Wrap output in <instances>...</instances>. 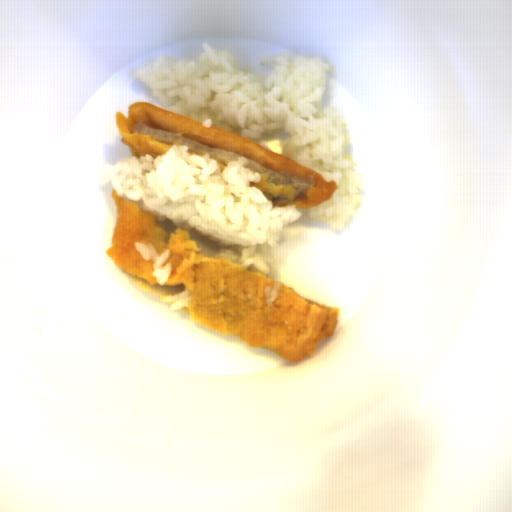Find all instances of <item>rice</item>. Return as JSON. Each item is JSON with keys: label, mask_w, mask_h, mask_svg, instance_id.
Listing matches in <instances>:
<instances>
[{"label": "rice", "mask_w": 512, "mask_h": 512, "mask_svg": "<svg viewBox=\"0 0 512 512\" xmlns=\"http://www.w3.org/2000/svg\"><path fill=\"white\" fill-rule=\"evenodd\" d=\"M197 60L159 55L136 70L161 108L245 137L304 167L319 171L338 191L313 208L307 220L343 230L355 218L363 196L355 161L347 155L346 118L324 104L328 75L335 70L321 57L289 51L262 55L269 75L243 69L237 55L203 42Z\"/></svg>", "instance_id": "obj_1"}, {"label": "rice", "mask_w": 512, "mask_h": 512, "mask_svg": "<svg viewBox=\"0 0 512 512\" xmlns=\"http://www.w3.org/2000/svg\"><path fill=\"white\" fill-rule=\"evenodd\" d=\"M104 170L119 198L139 202L159 222L208 237L217 244L215 258L247 270L254 266L269 274L275 261L270 248H277L283 228L303 215L296 204L276 207L251 186L261 176L246 158L222 168L209 153L192 154L175 144L156 157L126 156Z\"/></svg>", "instance_id": "obj_2"}, {"label": "rice", "mask_w": 512, "mask_h": 512, "mask_svg": "<svg viewBox=\"0 0 512 512\" xmlns=\"http://www.w3.org/2000/svg\"><path fill=\"white\" fill-rule=\"evenodd\" d=\"M133 245L146 262L149 260L153 261V272L151 275L152 277H155L158 285H164L173 271L171 261L167 262L166 265L163 266L167 258L171 255V250L167 249L159 254L155 245L151 242L143 244L141 241H135L133 242Z\"/></svg>", "instance_id": "obj_3"}, {"label": "rice", "mask_w": 512, "mask_h": 512, "mask_svg": "<svg viewBox=\"0 0 512 512\" xmlns=\"http://www.w3.org/2000/svg\"><path fill=\"white\" fill-rule=\"evenodd\" d=\"M190 294L191 293L188 289L178 295L164 297L165 303H168L171 311H180L182 307H186L192 302L193 298Z\"/></svg>", "instance_id": "obj_4"}, {"label": "rice", "mask_w": 512, "mask_h": 512, "mask_svg": "<svg viewBox=\"0 0 512 512\" xmlns=\"http://www.w3.org/2000/svg\"><path fill=\"white\" fill-rule=\"evenodd\" d=\"M280 292H281V285H280V283H278L276 281L274 283L273 288H271V286H269V285L265 286L264 296L266 299V302H265L266 306L272 307L273 302L276 300V298L278 297Z\"/></svg>", "instance_id": "obj_5"}]
</instances>
